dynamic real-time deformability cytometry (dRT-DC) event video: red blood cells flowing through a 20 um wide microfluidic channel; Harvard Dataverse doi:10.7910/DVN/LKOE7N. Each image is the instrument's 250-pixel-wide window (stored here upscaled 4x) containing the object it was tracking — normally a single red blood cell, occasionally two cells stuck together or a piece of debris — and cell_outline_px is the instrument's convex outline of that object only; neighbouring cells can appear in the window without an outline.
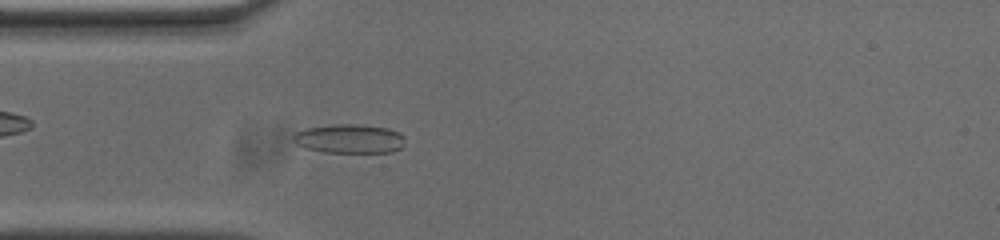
{"species": "common noctule bat (a hibernating species)", "species_latin": "Nyctalus noctula", "temperature_condition": "cold", "stored_images_in_passage": 52, "camera_frame_rate_fps": 3000, "um_per_image_px": 0.085, "animal": {"sex": "male", "body_mass_g": 20.0, "forearm_length_mm": 53.3}, "frame": {"image": 1, "passage_image": 13, "time_ms": 4.0, "image_size_px": [1000, 240], "cell_outline_px": [[404, 144], [400, 148], [392, 152], [324, 152], [304, 148], [296, 144], [292, 140], [292, 132], [304, 128], [332, 124], [356, 124], [388, 128], [400, 132], [404, 136]], "centroid_in_image_um": [29.65, 11.78], "position_along_channel_um": 55.4, "area_um2": 19.25}}
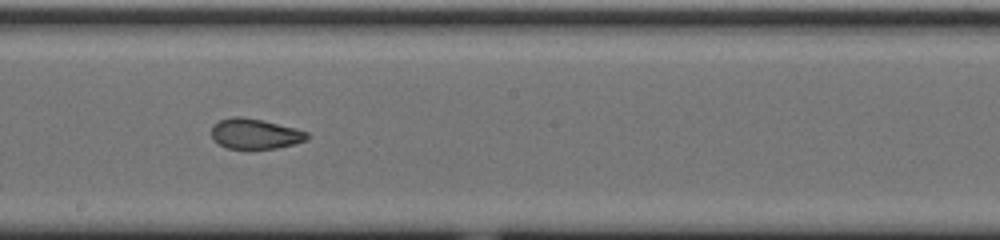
{"frame": {"image": 2, "passage_image": 27, "time_ms": 8.667, "image_size_px": [1000, 240], "cell_outline_px": [[308, 140], [276, 148], [228, 148], [212, 140], [212, 124], [220, 120], [232, 116], [240, 116], [264, 120], [296, 128], [308, 132]], "centroid_in_image_um": [21.67, 11.35], "position_along_channel_um": 226.5, "area_um2": 16.88}}
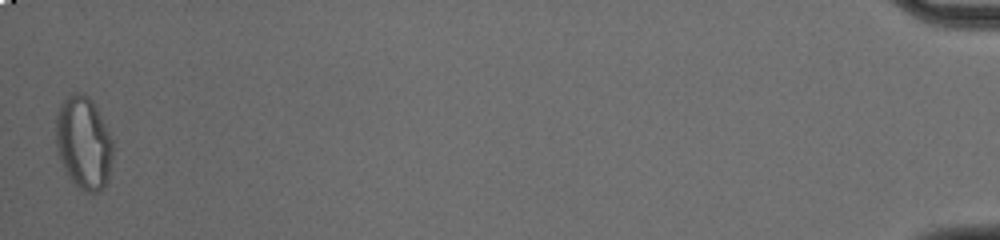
{"frame": {"image": 3, "passage_image": 52, "time_ms": 17.0, "image_size_px": [1000, 240], "cell_outline_px": [[112, 160], [108, 184], [104, 188], [96, 192], [88, 192], [80, 188], [68, 176], [64, 168], [56, 144], [56, 112], [60, 104], [72, 92], [84, 92], [96, 104], [112, 140]], "centroid_in_image_um": [7.12, 12.11], "position_along_channel_um": 428.1, "area_um2": 30.98}, "authors_computed_cell_mechanics": {"area_um2": 18.1781, "velocity_mm_per_s": 3.7009, "shape_relaxation_time_tau1_ms": null, "shape_relaxation_time_tau2_ms": 2.3057, "deformation_change_tau1": null, "deformation_change_tau2": 0.0801}}